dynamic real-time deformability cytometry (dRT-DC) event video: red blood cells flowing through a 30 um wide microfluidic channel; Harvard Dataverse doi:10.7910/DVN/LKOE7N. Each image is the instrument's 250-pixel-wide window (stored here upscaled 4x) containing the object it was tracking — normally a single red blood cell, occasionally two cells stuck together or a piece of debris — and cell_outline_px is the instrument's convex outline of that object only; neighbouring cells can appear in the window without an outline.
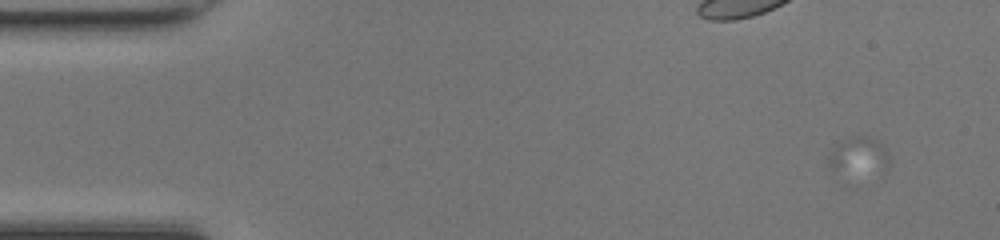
{"species": "common noctule bat (a hibernating species)", "species_latin": "Nyctalus noctula", "temperature_condition": "room temperature", "stored_images_in_passage": 67, "camera_frame_rate_fps": 3000, "um_per_image_px": 0.085, "animal": {"sex": "female", "body_mass_g": 17.0, "forearm_length_mm": 48.0}, "frame": {"image": 1, "passage_image": 1, "time_ms": 0.0, "image_size_px": [1000, 240], "cell_outline_px": [[888, 168], [832, 168], [828, 164], [828, 156], [844, 140], [852, 136], [868, 136], [876, 140], [888, 152]], "centroid_in_image_um": [73.02, 13.1], "position_along_channel_um": 12.0, "area_um2": 11.33}}
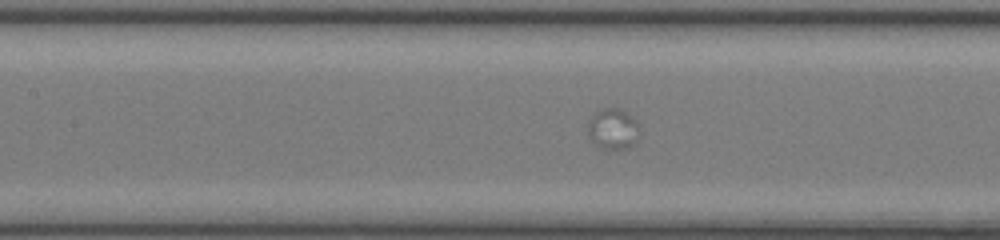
{"frame": {"image": 2, "passage_image": 29, "time_ms": 9.333, "image_size_px": [1000, 240], "cell_outline_px": [[640, 132], [636, 140], [628, 148], [600, 148], [588, 136], [588, 120], [596, 112], [604, 108], [620, 108], [640, 124]], "centroid_in_image_um": [52.11, 10.94], "position_along_channel_um": 155.3, "area_um2": 12.2}}
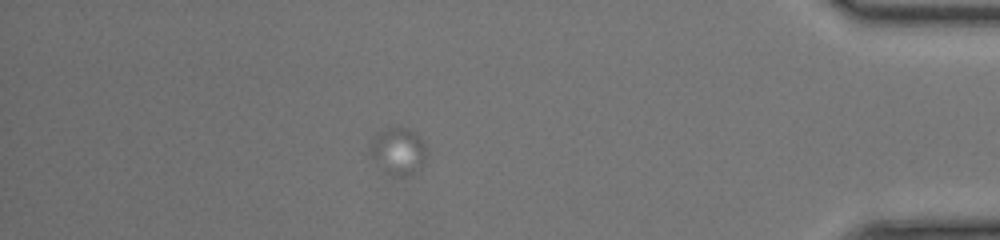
{"frame": {"image": 3, "passage_image": 58, "time_ms": 19.0, "image_size_px": [1000, 240], "cell_outline_px": [[428, 156], [424, 164], [420, 168], [404, 176], [388, 176], [372, 160], [368, 148], [368, 144], [380, 132], [388, 128], [408, 128], [420, 136], [424, 140], [428, 152]], "centroid_in_image_um": [33.86, 12.87], "position_along_channel_um": 401.3, "area_um2": 15.9}}